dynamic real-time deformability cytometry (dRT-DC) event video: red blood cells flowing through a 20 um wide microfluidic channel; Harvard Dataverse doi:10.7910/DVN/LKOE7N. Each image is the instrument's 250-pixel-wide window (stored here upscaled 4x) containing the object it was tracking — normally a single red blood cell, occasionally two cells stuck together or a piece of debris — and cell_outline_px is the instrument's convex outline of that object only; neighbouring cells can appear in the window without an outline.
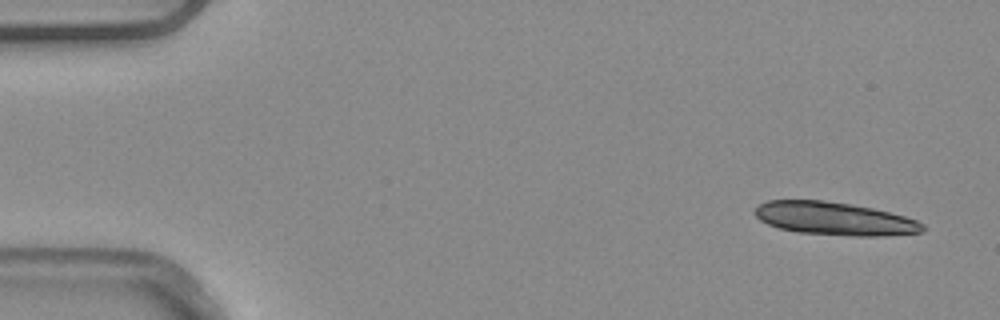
{"species": "common noctule bat (a hibernating species)", "species_latin": "Nyctalus noctula", "temperature_condition": "warm", "stored_images_in_passage": 5, "camera_frame_rate_fps": 3000, "um_per_image_px": 0.085, "animal": {"sex": "male", "body_mass_g": 20.4}, "frame": {"image": 1, "passage_image": 1, "time_ms": 0.0, "image_size_px": [1000, 320], "cell_outline_px": [[928, 228], [920, 232], [880, 236], [852, 236], [796, 232], [780, 228], [768, 224], [760, 220], [756, 216], [756, 208], [760, 204], [768, 200], [824, 200], [872, 208], [904, 216], [916, 220], [924, 224]], "centroid_in_image_um": [70.94, 18.59], "position_along_channel_um": 14.1, "area_um2": 32.08}}
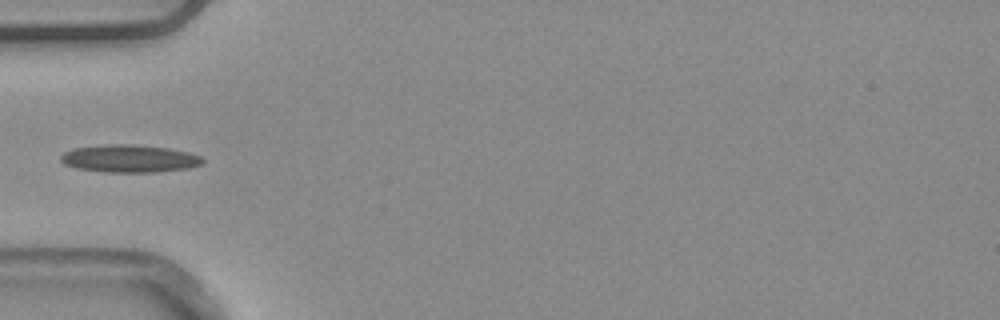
{"frame": {"image": 2, "passage_image": 4, "time_ms": 1.0, "image_size_px": [1000, 320], "cell_outline_px": [[204, 164], [188, 168], [156, 172], [104, 172], [76, 168], [64, 164], [60, 160], [60, 156], [64, 152], [76, 148], [104, 144], [128, 144], [168, 148], [188, 152], [200, 156], [204, 160]], "centroid_in_image_um": [11.0, 13.48], "position_along_channel_um": 74.0, "area_um2": 22.83}}
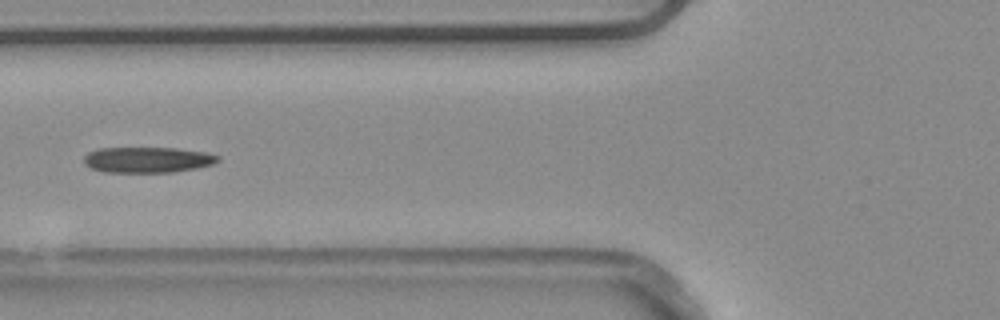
{"frame": {"image": 3, "passage_image": 5, "time_ms": 1.333, "image_size_px": [1000, 320], "cell_outline_px": [[220, 160], [212, 164], [196, 168], [172, 172], [104, 172], [92, 168], [84, 164], [84, 156], [88, 152], [100, 148], [176, 148], [208, 152], [220, 156]], "centroid_in_image_um": [12.56, 13.58], "position_along_channel_um": 113.2, "area_um2": 20.11}}